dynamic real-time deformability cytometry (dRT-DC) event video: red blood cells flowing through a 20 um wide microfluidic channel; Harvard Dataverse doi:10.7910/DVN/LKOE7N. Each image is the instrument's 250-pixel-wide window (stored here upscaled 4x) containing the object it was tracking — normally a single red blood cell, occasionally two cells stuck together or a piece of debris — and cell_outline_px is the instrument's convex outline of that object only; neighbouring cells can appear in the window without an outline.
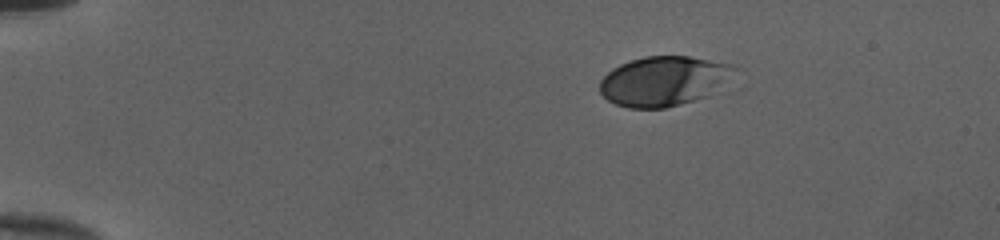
{"species": "human", "species_latin": "Homo sapiens", "temperature_condition": "cold", "stored_images_in_passage": 44, "camera_frame_rate_fps": 3000, "um_per_image_px": 0.085, "donor": {"sex": "female"}, "frame": {"image": 1, "passage_image": 1, "time_ms": 0.0, "image_size_px": [1000, 240], "cell_outline_px": [[740, 68], [708, 96], [680, 104], [664, 108], [628, 108], [616, 104], [608, 100], [600, 92], [600, 80], [612, 68], [620, 64], [644, 56], [688, 56], [732, 64]], "centroid_in_image_um": [56.41, 6.88], "position_along_channel_um": 28.6, "area_um2": 38.84}}
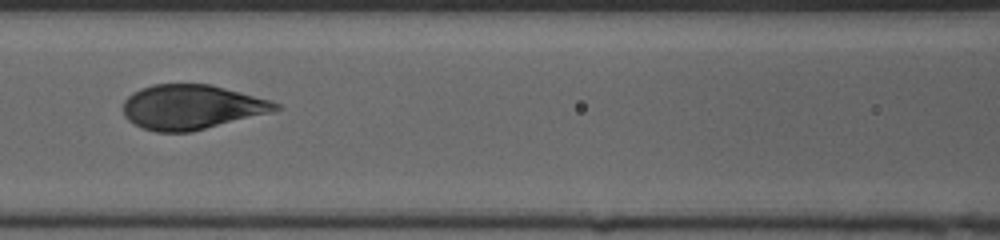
{"frame": {"image": 2, "passage_image": 17, "time_ms": 5.333, "image_size_px": [1000, 240], "cell_outline_px": [[284, 108], [272, 112], [192, 132], [156, 132], [144, 128], [128, 120], [124, 116], [124, 100], [132, 92], [140, 88], [152, 84], [212, 84], [272, 100], [280, 104]], "centroid_in_image_um": [16.32, 9.09], "position_along_channel_um": 150.3, "area_um2": 39.94}}
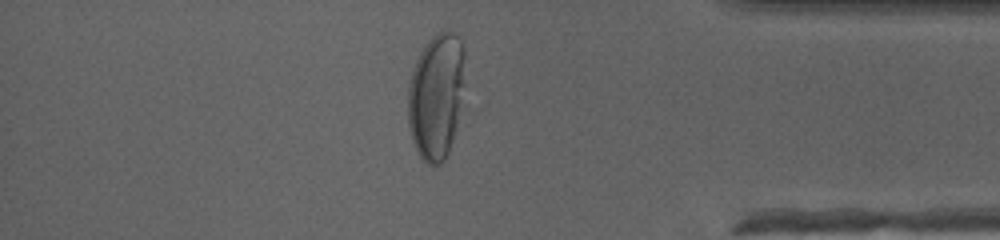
{"frame": {"image": 3, "passage_image": 37, "time_ms": 12.0, "image_size_px": [1000, 240], "cell_outline_px": [[464, 84], [456, 124], [452, 140], [448, 152], [444, 160], [440, 164], [432, 168], [420, 156], [412, 140], [408, 124], [408, 84], [416, 60], [424, 44], [436, 32], [444, 28], [448, 28], [460, 40], [464, 48]], "centroid_in_image_um": [37.06, 8.13], "position_along_channel_um": 398.1, "area_um2": 42.02}, "authors_computed_cell_mechanics": {"area_um2": 40.5467, "velocity_mm_per_s": 3.9924, "shape_relaxation_time_tau1_ms": 3.0742, "shape_relaxation_time_tau2_ms": null, "deformation_change_tau1": 0.1766, "deformation_change_tau2": null}}